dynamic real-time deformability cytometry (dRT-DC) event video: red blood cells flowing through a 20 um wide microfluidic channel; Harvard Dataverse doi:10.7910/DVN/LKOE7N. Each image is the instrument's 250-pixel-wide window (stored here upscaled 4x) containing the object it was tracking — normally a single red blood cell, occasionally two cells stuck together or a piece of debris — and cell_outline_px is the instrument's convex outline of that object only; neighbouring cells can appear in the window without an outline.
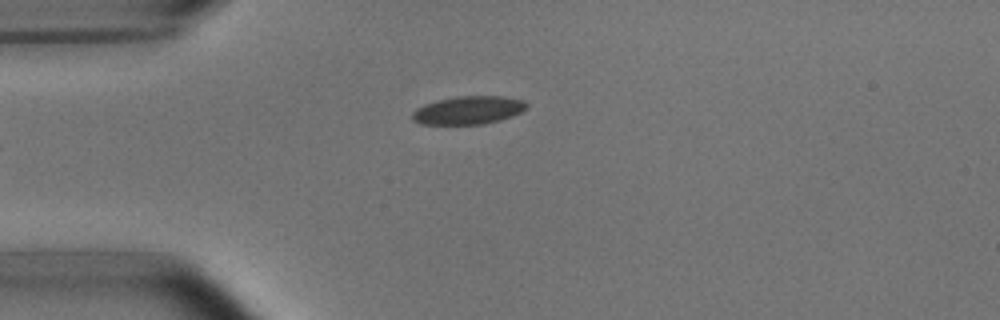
{"species": "common noctule bat (a hibernating species)", "species_latin": "Nyctalus noctula", "temperature_condition": "room temperature", "stored_images_in_passage": 5, "camera_frame_rate_fps": 3000, "um_per_image_px": 0.085, "animal": {"sex": "male", "body_mass_g": 15.6}, "frame": {"image": 1, "passage_image": 5, "time_ms": 4.667, "image_size_px": [1000, 320], "cell_outline_px": [[528, 108], [512, 116], [500, 120], [484, 124], [420, 124], [412, 120], [412, 112], [416, 108], [424, 104], [436, 100], [456, 96], [504, 96], [524, 100], [528, 104]], "centroid_in_image_um": [39.81, 9.36], "position_along_channel_um": 45.2, "area_um2": 18.96}}